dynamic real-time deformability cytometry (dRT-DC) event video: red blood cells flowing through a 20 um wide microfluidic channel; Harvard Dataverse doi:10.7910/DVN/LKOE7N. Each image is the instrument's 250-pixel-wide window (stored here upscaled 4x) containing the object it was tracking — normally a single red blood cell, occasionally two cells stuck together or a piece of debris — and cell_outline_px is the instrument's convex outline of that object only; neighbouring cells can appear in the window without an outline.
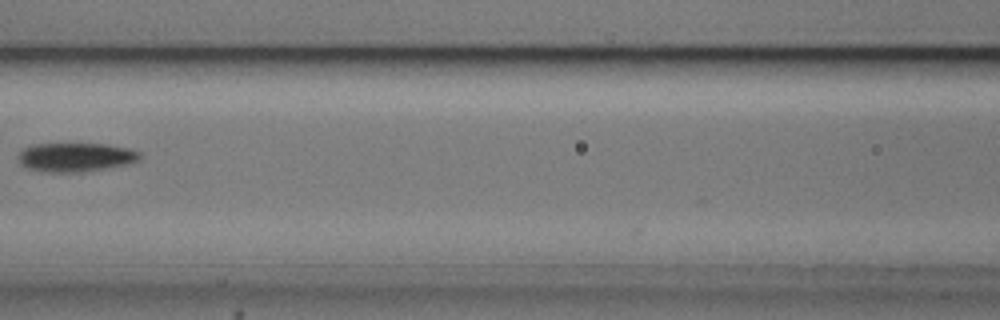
{"species": "common noctule bat (a hibernating species)", "species_latin": "Nyctalus noctula", "temperature_condition": "cold", "stored_images_in_passage": 5, "camera_frame_rate_fps": 3000, "um_per_image_px": 0.085, "animal": {"sex": "male", "body_mass_g": 20.5, "forearm_length_mm": 52.5}, "frame": {"image": 1, "passage_image": 4, "time_ms": 3.667, "image_size_px": [1000, 320], "cell_outline_px": [[140, 160], [128, 164], [108, 168], [84, 172], [48, 172], [28, 168], [20, 164], [20, 152], [24, 148], [32, 144], [108, 144], [128, 148], [140, 152]], "centroid_in_image_um": [6.47, 13.36], "position_along_channel_um": 160.1, "area_um2": 20.46}}
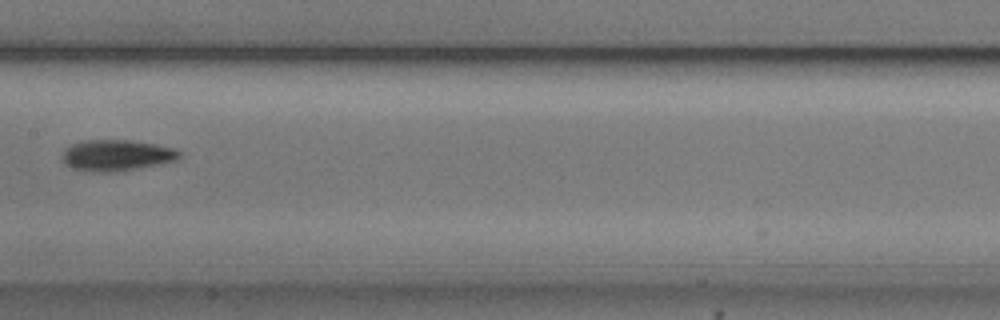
{"frame": {"image": 2, "passage_image": 5, "time_ms": 4.667, "image_size_px": [1000, 320], "cell_outline_px": [[180, 156], [176, 160], [136, 168], [108, 172], [100, 172], [72, 168], [64, 164], [60, 156], [64, 148], [80, 140], [128, 140], [156, 144], [176, 148], [180, 152]], "centroid_in_image_um": [9.85, 13.18], "position_along_channel_um": 197.6, "area_um2": 21.15}}